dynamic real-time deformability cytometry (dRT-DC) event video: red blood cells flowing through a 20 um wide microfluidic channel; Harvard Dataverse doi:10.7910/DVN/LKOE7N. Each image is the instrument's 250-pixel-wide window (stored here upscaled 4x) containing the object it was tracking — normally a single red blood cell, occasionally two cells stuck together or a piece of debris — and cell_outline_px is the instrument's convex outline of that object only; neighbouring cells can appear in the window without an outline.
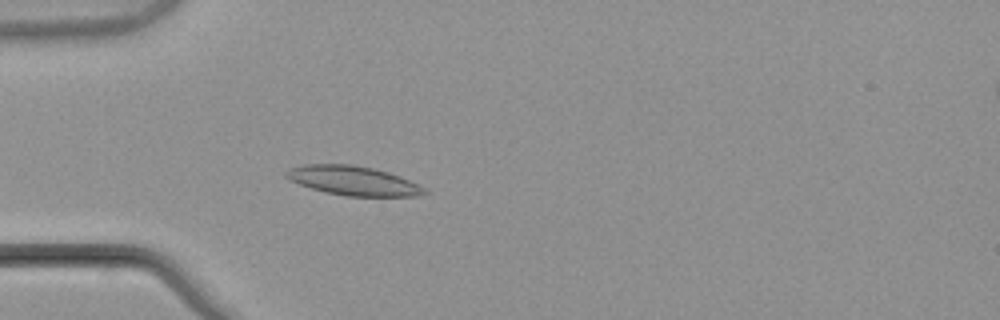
{"species": "common noctule bat (a hibernating species)", "species_latin": "Nyctalus noctula", "temperature_condition": "warm", "stored_images_in_passage": 48, "camera_frame_rate_fps": 3000, "um_per_image_px": 0.085, "animal": {"sex": "male", "body_mass_g": 21.5, "forearm_length_mm": 52.0}, "frame": {"image": 1, "passage_image": 10, "time_ms": 3.0, "image_size_px": [1000, 320], "cell_outline_px": [[432, 192], [420, 196], [344, 196], [324, 192], [288, 180], [284, 176], [284, 172], [288, 168], [304, 164], [352, 164], [372, 168], [388, 172], [400, 176]], "centroid_in_image_um": [29.99, 15.36], "position_along_channel_um": 55.0, "area_um2": 23.76}}
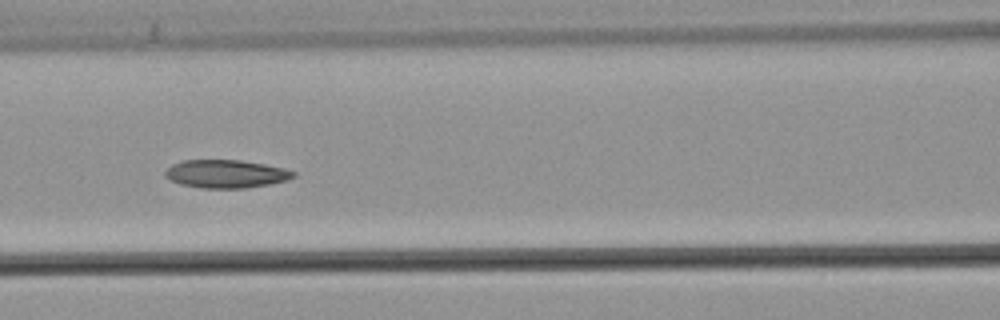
{"frame": {"image": 2, "passage_image": 18, "time_ms": 5.667, "image_size_px": [1000, 320], "cell_outline_px": [[296, 176], [288, 180], [268, 184], [244, 188], [200, 188], [180, 184], [168, 180], [164, 176], [164, 172], [172, 164], [184, 160], [240, 160], [264, 164], [284, 168], [296, 172]], "centroid_in_image_um": [19.19, 14.78], "position_along_channel_um": 147.4, "area_um2": 21.1}}
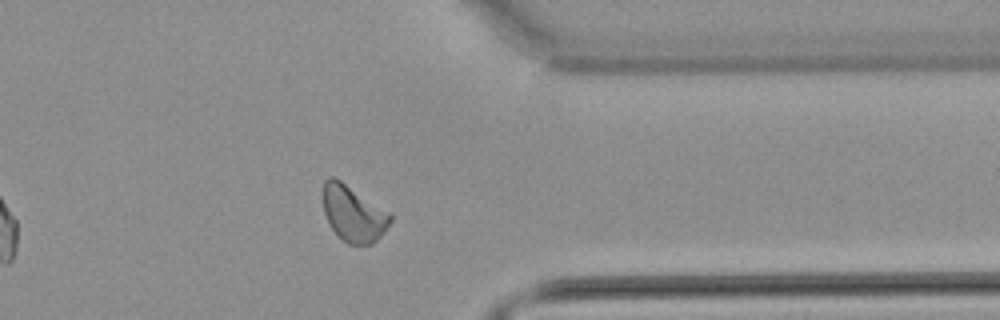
{"frame": {"image": 3, "passage_image": 37, "time_ms": 12.0, "image_size_px": [1000, 320], "cell_outline_px": [[392, 220], [380, 236], [372, 244], [348, 244], [332, 228], [324, 212], [320, 196], [324, 180], [328, 176], [332, 176], [340, 180], [388, 212], [392, 216]], "centroid_in_image_um": [29.97, 18.12], "position_along_channel_um": 381.4, "area_um2": 21.73}, "authors_computed_cell_mechanics": {"area_um2": 21.6461, "velocity_mm_per_s": 3.824, "shape_relaxation_time_tau1_ms": 4.9634, "shape_relaxation_time_tau2_ms": null, "deformation_change_tau1": 0.1086, "deformation_change_tau2": null}}